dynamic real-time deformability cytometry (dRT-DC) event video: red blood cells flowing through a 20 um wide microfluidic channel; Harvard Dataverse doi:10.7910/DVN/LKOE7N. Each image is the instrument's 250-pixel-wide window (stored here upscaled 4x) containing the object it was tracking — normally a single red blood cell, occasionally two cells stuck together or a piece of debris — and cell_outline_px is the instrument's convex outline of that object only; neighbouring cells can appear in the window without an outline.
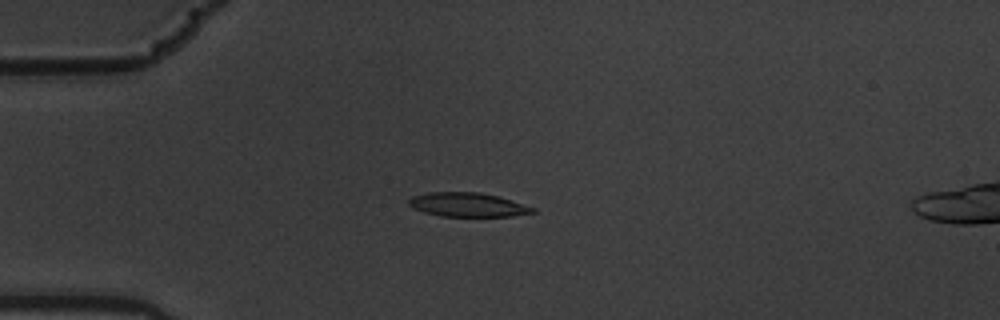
{"species": "common noctule bat (a hibernating species)", "species_latin": "Nyctalus noctula", "temperature_condition": "warm", "stored_images_in_passage": 6, "camera_frame_rate_fps": 3000, "um_per_image_px": 0.085, "animal": {"sex": "male", "body_mass_g": 19.5, "forearm_length_mm": 54.6}, "frame": {"image": 1, "passage_image": 3, "time_ms": 0.667, "image_size_px": [1000, 320], "cell_outline_px": [[536, 212], [512, 216], [440, 216], [424, 212], [412, 208], [408, 204], [408, 200], [412, 196], [428, 192], [480, 192], [496, 196], [536, 208]], "centroid_in_image_um": [39.71, 17.4], "position_along_channel_um": 45.3, "area_um2": 17.28}}
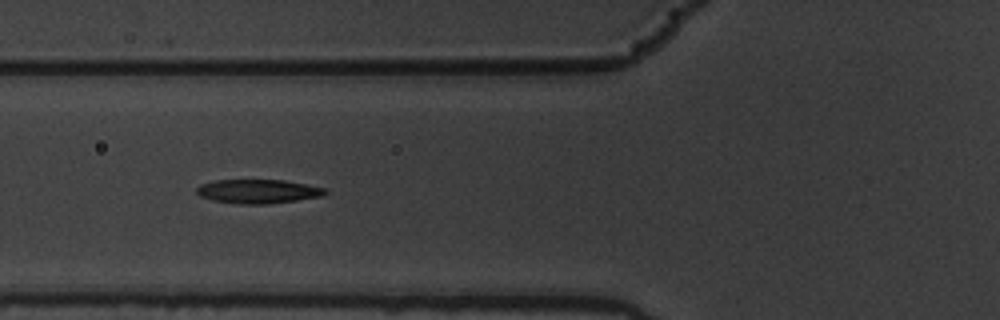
{"frame": {"image": 2, "passage_image": 5, "time_ms": 1.333, "image_size_px": [1000, 320], "cell_outline_px": [[328, 192], [324, 196], [268, 204], [240, 204], [212, 200], [200, 196], [196, 192], [196, 188], [200, 184], [216, 180], [284, 180], [328, 188]], "centroid_in_image_um": [21.96, 16.26], "position_along_channel_um": 103.8, "area_um2": 18.09}}
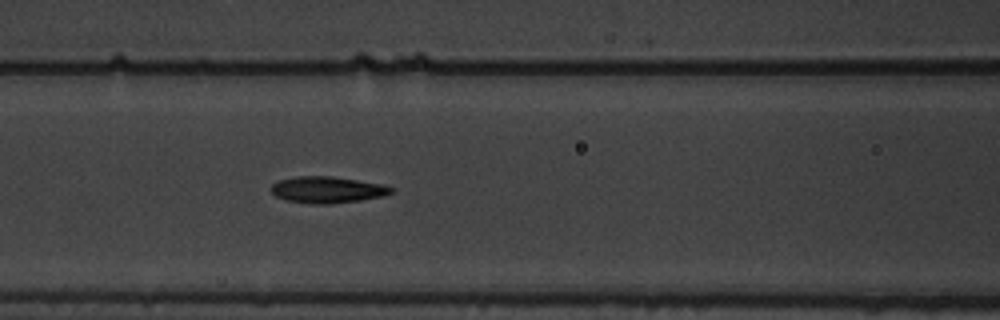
{"frame": {"image": 3, "passage_image": 6, "time_ms": 1.667, "image_size_px": [1000, 320], "cell_outline_px": [[392, 192], [384, 196], [360, 200], [332, 204], [312, 204], [288, 200], [276, 196], [272, 192], [272, 184], [280, 180], [296, 176], [332, 176], [380, 184], [392, 188]], "centroid_in_image_um": [27.81, 16.13], "position_along_channel_um": 138.8, "area_um2": 18.26}}